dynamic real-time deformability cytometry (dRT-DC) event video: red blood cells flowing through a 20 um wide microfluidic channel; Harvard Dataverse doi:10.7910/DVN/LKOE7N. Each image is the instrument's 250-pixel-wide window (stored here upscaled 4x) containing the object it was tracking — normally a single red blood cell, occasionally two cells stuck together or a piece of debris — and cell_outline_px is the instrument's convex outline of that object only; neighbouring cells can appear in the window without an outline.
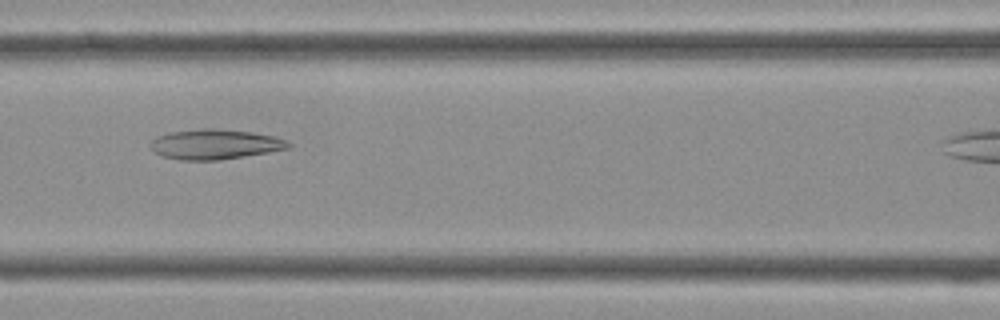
{"species": "Egyptian fruit bat (a non-hibernating species)", "species_latin": "Rousettus aegyptiacus", "temperature_condition": "cold", "stored_images_in_passage": 28, "camera_frame_rate_fps": 3000, "um_per_image_px": 0.085, "frame": {"image": 1, "passage_image": 12, "time_ms": 3.667, "image_size_px": [1000, 320], "cell_outline_px": [[292, 148], [244, 156], [216, 160], [180, 160], [160, 156], [148, 144], [156, 136], [168, 132], [200, 128], [212, 128], [252, 132], [276, 136], [292, 144]], "centroid_in_image_um": [18.25, 12.25], "position_along_channel_um": 148.3, "area_um2": 24.28}}
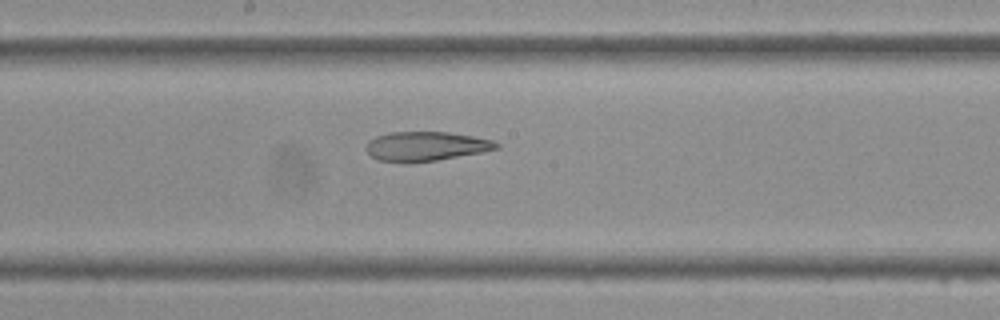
{"frame": {"image": 2, "passage_image": 16, "time_ms": 5.0, "image_size_px": [1000, 320], "cell_outline_px": [[500, 148], [484, 152], [436, 160], [408, 164], [376, 160], [364, 148], [368, 140], [376, 136], [392, 132], [448, 132], [472, 136], [492, 140], [500, 144]], "centroid_in_image_um": [36.17, 12.45], "position_along_channel_um": 212.0, "area_um2": 22.6}}
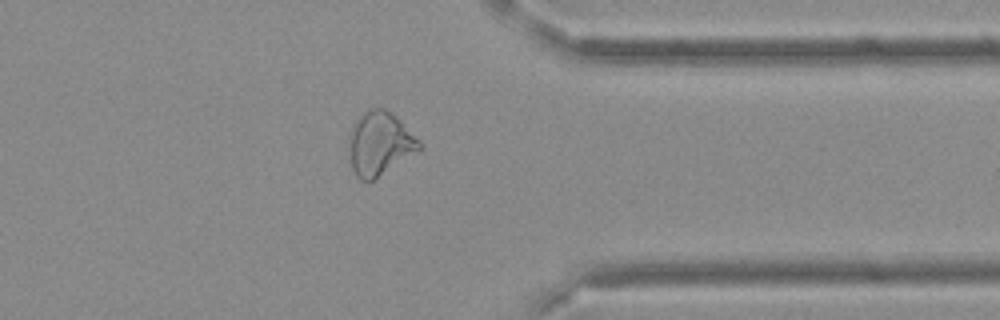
{"frame": {"image": 3, "passage_image": 27, "time_ms": 8.667, "image_size_px": [1000, 320], "cell_outline_px": [[424, 144], [420, 148], [372, 180], [360, 180], [356, 176], [352, 168], [348, 144], [348, 136], [356, 120], [368, 108], [384, 108], [396, 116]], "centroid_in_image_um": [32.25, 12.17], "position_along_channel_um": 379.2, "area_um2": 25.55}}